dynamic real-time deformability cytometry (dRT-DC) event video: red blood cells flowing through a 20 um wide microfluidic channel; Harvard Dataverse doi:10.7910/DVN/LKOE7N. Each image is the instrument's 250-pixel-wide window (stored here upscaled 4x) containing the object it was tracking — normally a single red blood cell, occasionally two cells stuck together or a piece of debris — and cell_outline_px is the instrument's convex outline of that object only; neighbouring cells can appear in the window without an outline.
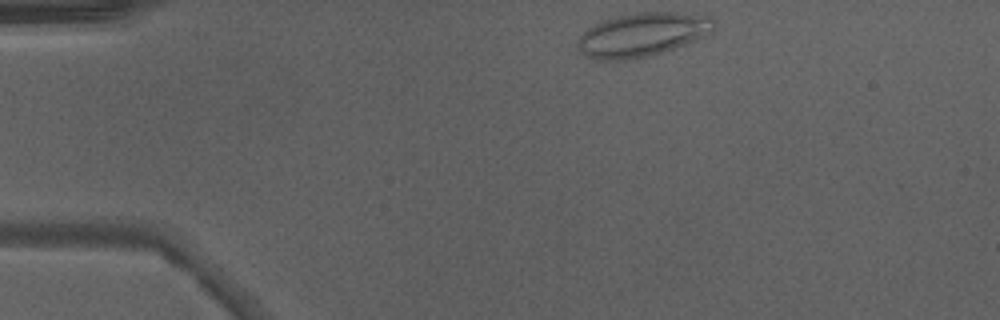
{"species": "Egyptian fruit bat (a non-hibernating species)", "species_latin": "Rousettus aegyptiacus", "temperature_condition": "warm", "stored_images_in_passage": 40, "camera_frame_rate_fps": 3000, "um_per_image_px": 0.085, "animal": {"sex": "male"}, "frame": {"image": 1, "passage_image": 1, "time_ms": 0.0, "image_size_px": [1000, 320], "cell_outline_px": [[716, 24], [712, 28], [700, 36], [684, 44], [648, 56], [624, 60], [592, 60], [580, 52], [576, 44], [576, 40], [588, 28], [604, 20], [616, 16], [636, 12], [676, 12], [712, 16], [716, 20]], "centroid_in_image_um": [54.53, 2.94], "position_along_channel_um": 30.5, "area_um2": 34.39}, "authors_computed_cell_mechanics": {"area_um2": 25.4609, "velocity_mm_per_s": 4.2385, "shape_relaxation_time_tau1_ms": null, "shape_relaxation_time_tau2_ms": 1.1626, "deformation_change_tau1": null, "deformation_change_tau2": 0.0817}}